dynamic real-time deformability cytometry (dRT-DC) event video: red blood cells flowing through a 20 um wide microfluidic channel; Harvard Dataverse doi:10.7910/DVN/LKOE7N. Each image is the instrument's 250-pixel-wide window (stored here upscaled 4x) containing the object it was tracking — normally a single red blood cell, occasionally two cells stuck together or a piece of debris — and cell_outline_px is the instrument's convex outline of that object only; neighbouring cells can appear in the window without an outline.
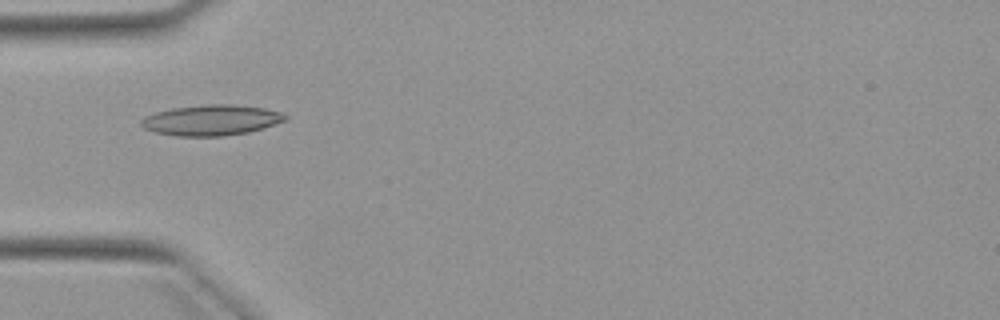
{"species": "Egyptian fruit bat (a non-hibernating species)", "species_latin": "Rousettus aegyptiacus", "temperature_condition": "warm", "stored_images_in_passage": 6, "camera_frame_rate_fps": 3000, "um_per_image_px": 0.085, "animal": {"sex": "female"}, "frame": {"image": 1, "passage_image": 5, "time_ms": 5.333, "image_size_px": [1000, 320], "cell_outline_px": [[288, 120], [264, 128], [248, 132], [220, 136], [176, 136], [156, 132], [144, 128], [140, 124], [140, 120], [144, 116], [156, 112], [172, 108], [208, 104], [232, 104], [264, 108], [280, 112], [288, 116]], "centroid_in_image_um": [17.97, 10.21], "position_along_channel_um": 67.0, "area_um2": 25.72}}
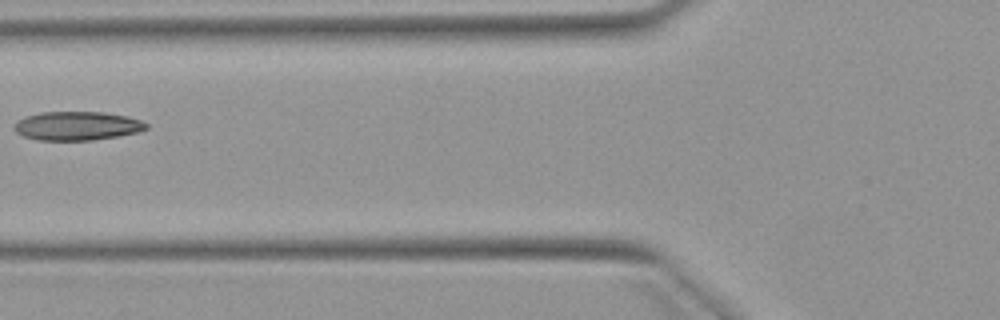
{"frame": {"image": 2, "passage_image": 6, "time_ms": 6.667, "image_size_px": [1000, 320], "cell_outline_px": [[148, 128], [136, 132], [120, 136], [92, 140], [36, 140], [24, 136], [16, 132], [12, 128], [16, 120], [24, 116], [40, 112], [104, 112], [128, 116], [140, 120], [148, 124]], "centroid_in_image_um": [6.51, 10.69], "position_along_channel_um": 119.3, "area_um2": 22.37}}